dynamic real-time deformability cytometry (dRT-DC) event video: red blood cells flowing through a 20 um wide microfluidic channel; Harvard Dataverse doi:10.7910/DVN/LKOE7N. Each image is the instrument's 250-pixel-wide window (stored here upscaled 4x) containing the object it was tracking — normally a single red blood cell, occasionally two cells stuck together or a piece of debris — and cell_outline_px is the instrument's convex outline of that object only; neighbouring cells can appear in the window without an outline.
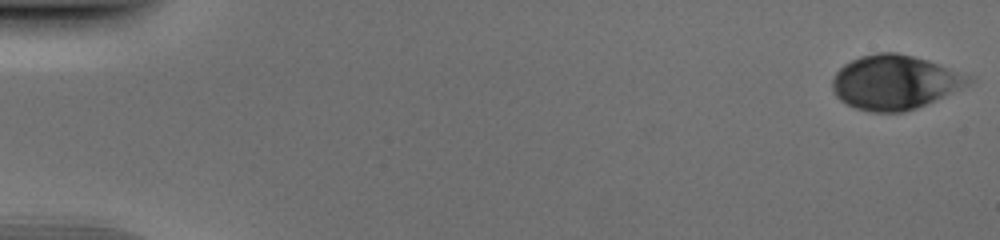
{"species": "human", "species_latin": "Homo sapiens", "temperature_condition": "cold", "stored_images_in_passage": 51, "camera_frame_rate_fps": 3000, "um_per_image_px": 0.085, "donor": {"sex": "male"}, "frame": {"image": 1, "passage_image": 1, "time_ms": 0.0, "image_size_px": [1000, 240], "cell_outline_px": [[972, 80], [968, 84], [944, 96], [916, 108], [904, 112], [872, 112], [856, 108], [840, 100], [832, 92], [832, 76], [844, 64], [860, 56], [876, 52], [896, 52], [928, 60], [972, 76]], "centroid_in_image_um": [76.01, 6.98], "position_along_channel_um": 9.0, "area_um2": 43.0}}
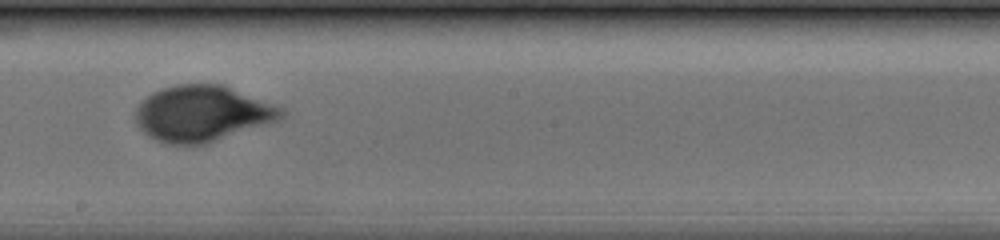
{"frame": {"image": 2, "passage_image": 30, "time_ms": 9.667, "image_size_px": [1000, 240], "cell_outline_px": [[288, 112], [284, 120], [208, 144], [168, 144], [156, 140], [148, 136], [136, 124], [132, 116], [136, 108], [152, 92], [160, 88], [176, 84], [220, 84], [284, 108]], "centroid_in_image_um": [17.23, 9.67], "position_along_channel_um": 231.0, "area_um2": 48.26}}
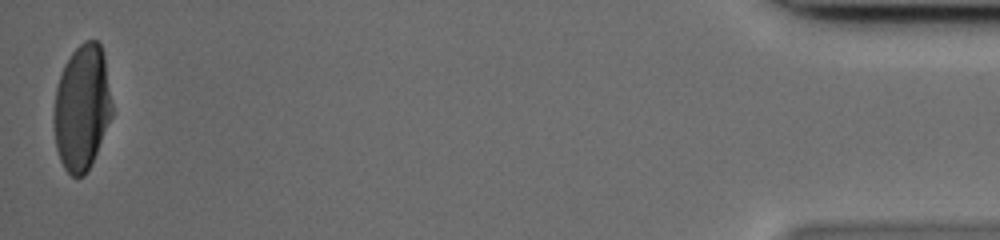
{"frame": {"image": 3, "passage_image": 51, "time_ms": 16.667, "image_size_px": [1000, 240], "cell_outline_px": [[112, 116], [96, 152], [84, 176], [76, 180], [64, 168], [60, 160], [56, 148], [52, 120], [52, 116], [56, 88], [64, 64], [72, 52], [84, 40], [96, 40], [100, 44], [104, 56], [112, 104]], "centroid_in_image_um": [6.94, 9.16], "position_along_channel_um": 428.3, "area_um2": 42.71}}